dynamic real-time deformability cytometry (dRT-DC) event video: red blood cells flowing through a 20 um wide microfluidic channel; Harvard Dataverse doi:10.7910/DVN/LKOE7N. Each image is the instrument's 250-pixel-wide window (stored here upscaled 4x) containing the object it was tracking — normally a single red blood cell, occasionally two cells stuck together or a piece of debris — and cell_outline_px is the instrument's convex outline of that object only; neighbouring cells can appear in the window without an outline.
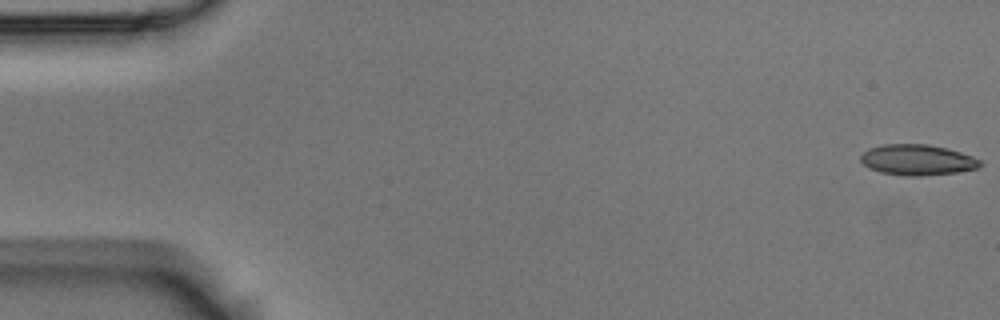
{"species": "Egyptian fruit bat (a non-hibernating species)", "species_latin": "Rousettus aegyptiacus", "temperature_condition": "room temperature", "stored_images_in_passage": 57, "camera_frame_rate_fps": 3000, "um_per_image_px": 0.085, "animal": {"sex": "male"}, "frame": {"image": 1, "passage_image": 1, "time_ms": 0.0, "image_size_px": [1000, 320], "cell_outline_px": [[984, 164], [976, 168], [956, 172], [920, 176], [912, 176], [880, 172], [864, 164], [860, 160], [860, 156], [868, 148], [884, 144], [928, 144], [948, 148], [972, 156], [980, 160]], "centroid_in_image_um": [77.99, 13.57], "position_along_channel_um": 7.0, "area_um2": 21.21}}
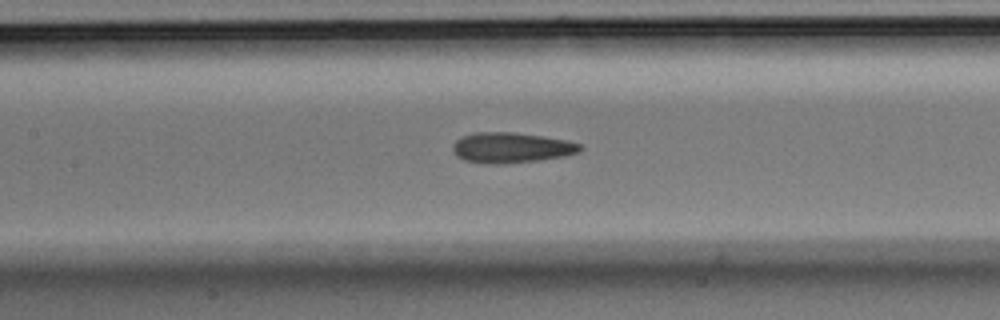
{"frame": {"image": 2, "passage_image": 26, "time_ms": 8.333, "image_size_px": [1000, 320], "cell_outline_px": [[584, 148], [580, 152], [564, 156], [540, 160], [500, 164], [488, 164], [464, 160], [456, 156], [452, 152], [452, 144], [460, 136], [476, 132], [512, 132], [568, 140], [580, 144]], "centroid_in_image_um": [43.43, 12.55], "position_along_channel_um": 164.0, "area_um2": 22.77}}
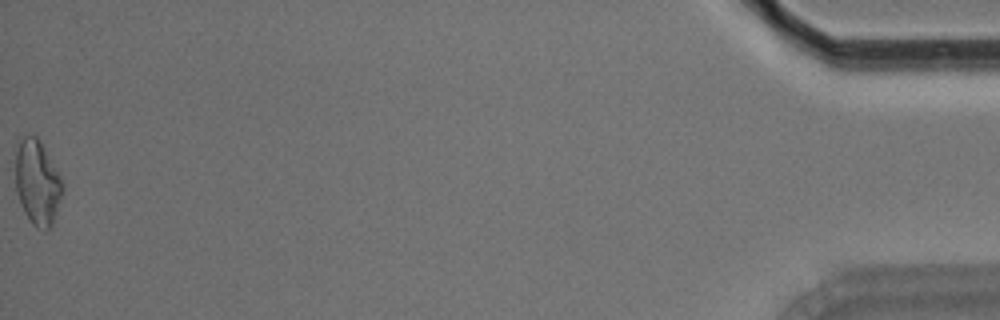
{"frame": {"image": 3, "passage_image": 57, "time_ms": 18.667, "image_size_px": [1000, 320], "cell_outline_px": [[64, 188], [52, 224], [44, 232], [36, 228], [32, 224], [24, 212], [16, 192], [16, 140], [24, 136], [36, 136], [40, 140], [60, 176], [64, 184]], "centroid_in_image_um": [3.16, 15.51], "position_along_channel_um": 432.0, "area_um2": 23.35}, "authors_computed_cell_mechanics": {"area_um2": 21.8484, "velocity_mm_per_s": 3.5597, "shape_relaxation_time_tau1_ms": null, "shape_relaxation_time_tau2_ms": 2.8567, "deformation_change_tau1": null, "deformation_change_tau2": 0.1119}}